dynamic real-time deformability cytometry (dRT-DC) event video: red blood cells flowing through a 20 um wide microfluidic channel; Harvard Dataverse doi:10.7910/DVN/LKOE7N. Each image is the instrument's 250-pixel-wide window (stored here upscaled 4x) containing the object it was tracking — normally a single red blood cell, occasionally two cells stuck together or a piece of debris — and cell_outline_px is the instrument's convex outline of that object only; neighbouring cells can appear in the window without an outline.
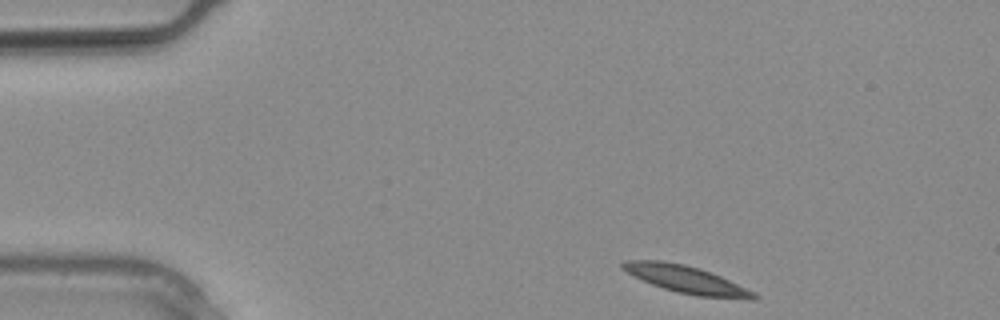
{"species": "common noctule bat (a hibernating species)", "species_latin": "Nyctalus noctula", "temperature_condition": "warm", "stored_images_in_passage": 10, "camera_frame_rate_fps": 3000, "um_per_image_px": 0.085, "animal": {"sex": "male", "body_mass_g": 20.4}, "frame": {"image": 1, "passage_image": 1, "time_ms": 0.0, "image_size_px": [1000, 320], "cell_outline_px": [[760, 296], [752, 300], [696, 296], [676, 292], [652, 284], [620, 268], [620, 264], [624, 260], [660, 260], [684, 264], [700, 268], [720, 276], [756, 292]], "centroid_in_image_um": [58.38, 23.76], "position_along_channel_um": 26.6, "area_um2": 20.98}}
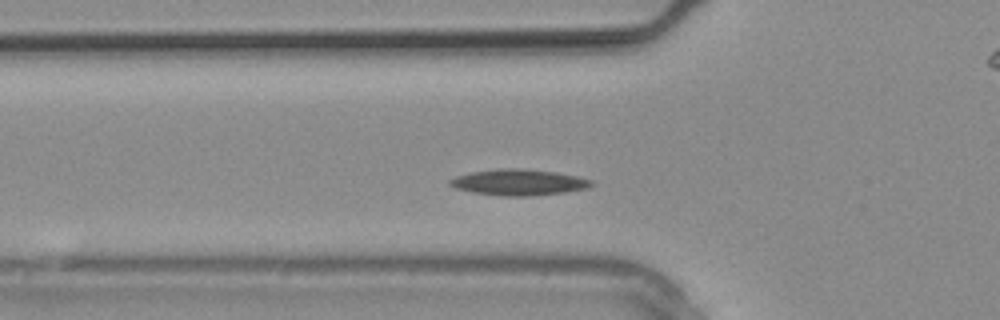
{"frame": {"image": 2, "passage_image": 6, "time_ms": 1.667, "image_size_px": [1000, 320], "cell_outline_px": [[592, 184], [588, 188], [564, 192], [532, 196], [504, 196], [472, 192], [456, 188], [448, 184], [448, 180], [456, 176], [468, 172], [500, 168], [520, 168], [552, 172], [576, 176], [592, 180]], "centroid_in_image_um": [44.03, 15.49], "position_along_channel_um": 81.8, "area_um2": 21.39}}